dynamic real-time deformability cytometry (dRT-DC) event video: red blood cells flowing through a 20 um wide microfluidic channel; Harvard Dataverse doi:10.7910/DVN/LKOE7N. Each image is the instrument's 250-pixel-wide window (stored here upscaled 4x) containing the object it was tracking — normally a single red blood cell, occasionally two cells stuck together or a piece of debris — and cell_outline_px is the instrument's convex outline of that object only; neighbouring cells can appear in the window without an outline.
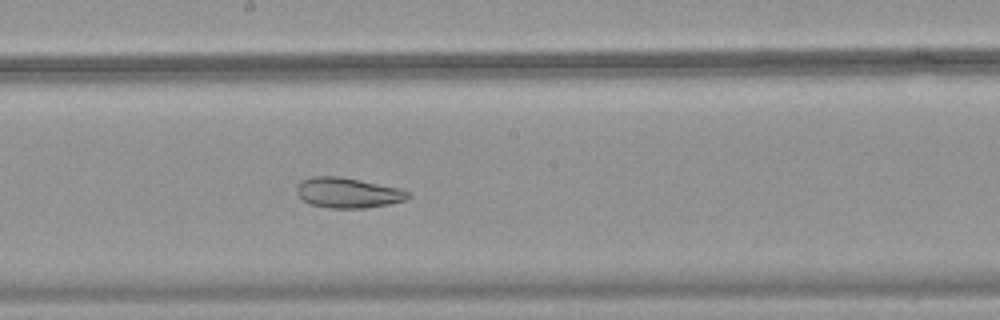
{"species": "common noctule bat (a hibernating species)", "species_latin": "Nyctalus noctula", "temperature_condition": "warm", "stored_images_in_passage": 47, "camera_frame_rate_fps": 3000, "um_per_image_px": 0.085, "animal": {"sex": "female", "body_mass_g": 18.4}, "frame": {"image": 1, "passage_image": 25, "time_ms": 8.0, "image_size_px": [1000, 320], "cell_outline_px": [[412, 196], [404, 200], [388, 204], [368, 208], [328, 208], [308, 204], [296, 192], [296, 188], [304, 180], [312, 176], [340, 176], [400, 188], [412, 192]], "centroid_in_image_um": [29.61, 16.39], "position_along_channel_um": 218.6, "area_um2": 19.71}}
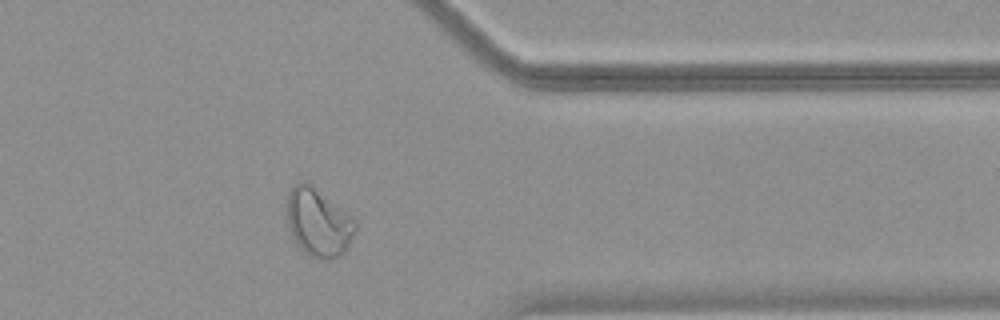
{"frame": {"image": 2, "passage_image": 38, "time_ms": 12.333, "image_size_px": [1000, 320], "cell_outline_px": [[356, 228], [352, 240], [344, 252], [340, 256], [328, 260], [320, 260], [308, 256], [296, 244], [288, 228], [284, 216], [284, 200], [288, 192], [296, 184], [304, 180], [308, 180], [356, 216]], "centroid_in_image_um": [27.04, 18.86], "position_along_channel_um": 384.4, "area_um2": 28.9}}
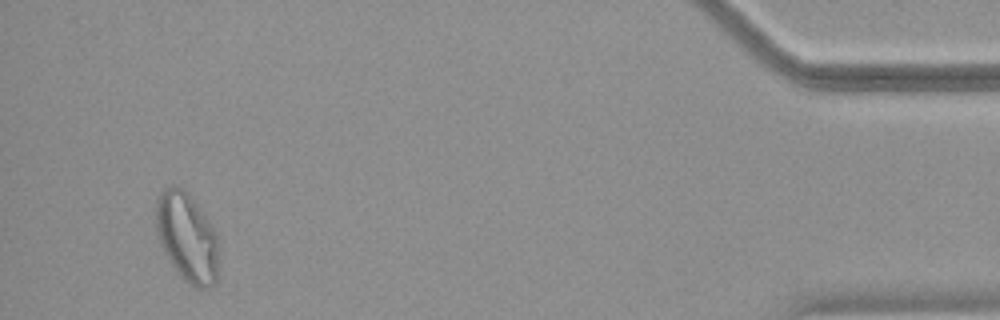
{"frame": {"image": 3, "passage_image": 45, "time_ms": 14.667, "image_size_px": [1000, 320], "cell_outline_px": [[216, 284], [208, 288], [196, 288], [188, 284], [180, 276], [164, 252], [160, 244], [156, 232], [156, 196], [168, 184], [184, 188], [188, 192], [208, 220], [216, 232]], "centroid_in_image_um": [15.85, 20.13], "position_along_channel_um": 419.4, "area_um2": 32.48}}